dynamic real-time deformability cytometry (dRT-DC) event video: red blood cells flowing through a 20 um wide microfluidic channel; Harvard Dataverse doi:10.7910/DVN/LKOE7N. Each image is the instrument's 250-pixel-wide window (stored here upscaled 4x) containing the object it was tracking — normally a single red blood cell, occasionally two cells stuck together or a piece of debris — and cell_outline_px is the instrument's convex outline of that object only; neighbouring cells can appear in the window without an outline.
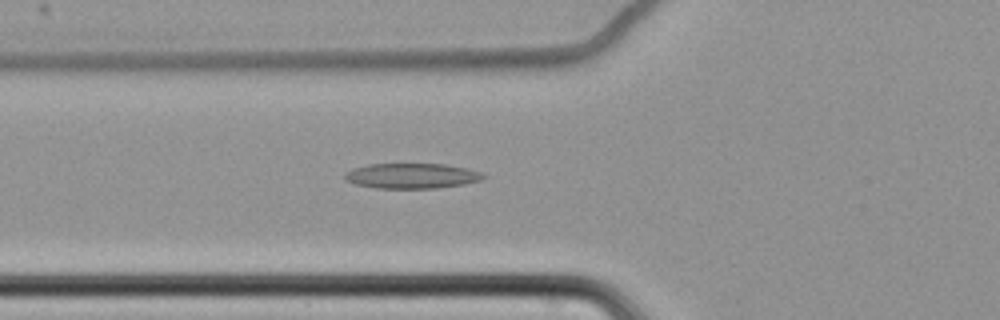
{"species": "common noctule bat (a hibernating species)", "species_latin": "Nyctalus noctula", "temperature_condition": "cold", "stored_images_in_passage": 63, "camera_frame_rate_fps": 3000, "um_per_image_px": 0.085, "animal": {"sex": "female", "body_mass_g": 22.7, "forearm_length_mm": 54.2}, "frame": {"image": 1, "passage_image": 26, "time_ms": 8.333, "image_size_px": [1000, 320], "cell_outline_px": [[488, 176], [480, 180], [464, 184], [436, 188], [376, 188], [356, 184], [344, 180], [344, 172], [352, 168], [368, 164], [448, 164], [468, 168], [484, 172]], "centroid_in_image_um": [35.02, 14.94], "position_along_channel_um": 90.8, "area_um2": 20.63}}
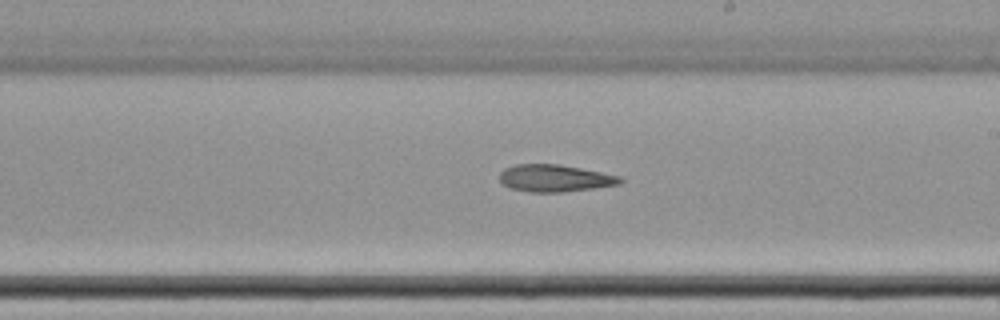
{"frame": {"image": 2, "passage_image": 39, "time_ms": 12.667, "image_size_px": [1000, 320], "cell_outline_px": [[624, 180], [620, 184], [564, 192], [532, 192], [508, 188], [500, 180], [500, 172], [504, 168], [516, 164], [560, 164], [620, 176]], "centroid_in_image_um": [47.14, 15.14], "position_along_channel_um": 241.9, "area_um2": 19.02}}
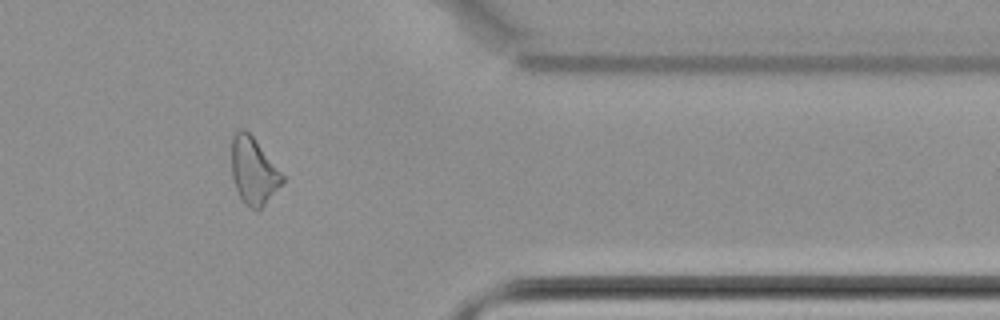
{"frame": {"image": 3, "passage_image": 53, "time_ms": 17.333, "image_size_px": [1000, 320], "cell_outline_px": [[284, 180], [264, 204], [256, 212], [244, 204], [236, 188], [232, 176], [232, 136], [240, 128], [244, 128], [252, 136], [284, 176]], "centroid_in_image_um": [21.52, 14.53], "position_along_channel_um": 389.9, "area_um2": 19.36}}